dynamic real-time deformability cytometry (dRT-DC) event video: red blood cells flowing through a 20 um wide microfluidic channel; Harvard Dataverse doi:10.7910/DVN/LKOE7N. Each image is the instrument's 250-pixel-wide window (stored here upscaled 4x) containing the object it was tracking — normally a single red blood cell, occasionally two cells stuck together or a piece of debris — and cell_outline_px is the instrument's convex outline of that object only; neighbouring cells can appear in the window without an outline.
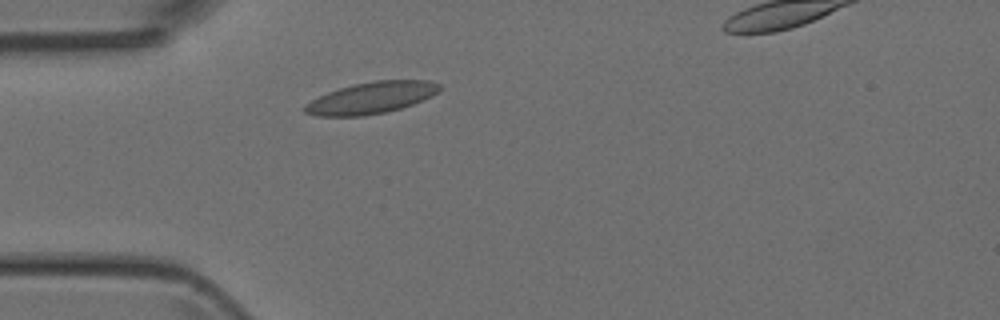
{"species": "Egyptian fruit bat (a non-hibernating species)", "species_latin": "Rousettus aegyptiacus", "temperature_condition": "room temperature", "stored_images_in_passage": 39, "camera_frame_rate_fps": 3000, "um_per_image_px": 0.085, "animal": {"sex": "female"}, "frame": {"image": 1, "passage_image": 7, "time_ms": 2.0, "image_size_px": [1000, 320], "cell_outline_px": [[440, 92], [432, 96], [412, 104], [400, 108], [384, 112], [364, 116], [316, 116], [304, 112], [304, 104], [328, 92], [340, 88], [372, 80], [428, 80], [440, 84]], "centroid_in_image_um": [31.58, 8.31], "position_along_channel_um": 53.4, "area_um2": 24.68}}
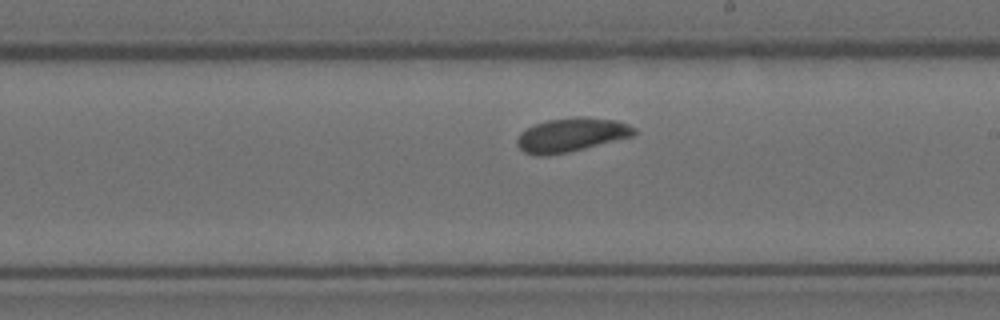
{"frame": {"image": 2, "passage_image": 21, "time_ms": 6.667, "image_size_px": [1000, 320], "cell_outline_px": [[636, 132], [632, 136], [568, 152], [544, 156], [536, 156], [524, 152], [516, 144], [516, 140], [520, 132], [536, 124], [548, 120], [576, 116], [588, 116], [616, 120], [628, 124], [636, 128]], "centroid_in_image_um": [48.55, 11.45], "position_along_channel_um": 240.5, "area_um2": 23.12}}
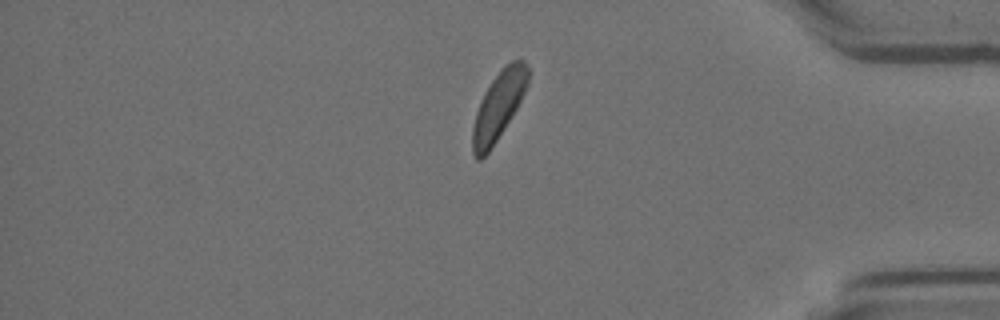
{"frame": {"image": 3, "passage_image": 34, "time_ms": 11.0, "image_size_px": [1000, 320], "cell_outline_px": [[528, 84], [512, 116], [488, 152], [480, 160], [476, 160], [472, 152], [472, 128], [476, 112], [484, 92], [500, 68], [504, 64], [512, 60], [524, 60], [528, 64]], "centroid_in_image_um": [42.36, 8.97], "position_along_channel_um": 392.8, "area_um2": 21.85}}